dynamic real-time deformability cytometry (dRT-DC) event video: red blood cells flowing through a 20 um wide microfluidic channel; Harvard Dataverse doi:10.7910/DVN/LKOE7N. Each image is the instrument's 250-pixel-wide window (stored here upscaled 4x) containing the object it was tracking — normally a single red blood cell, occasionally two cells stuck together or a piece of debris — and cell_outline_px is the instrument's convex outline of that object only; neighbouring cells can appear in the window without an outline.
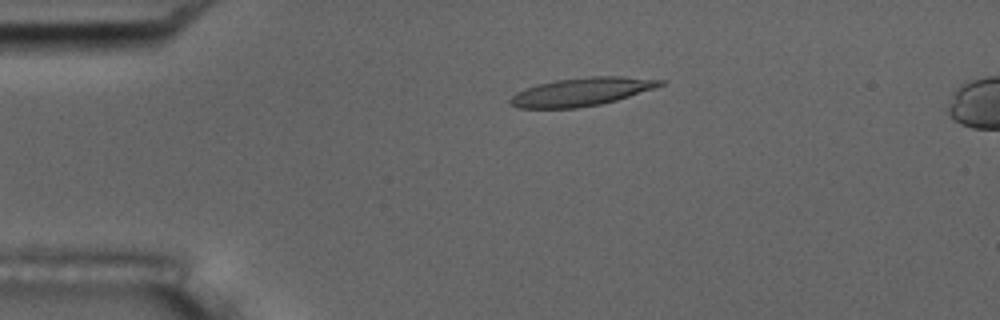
{"species": "common noctule bat (a hibernating species)", "species_latin": "Nyctalus noctula", "temperature_condition": "room temperature", "stored_images_in_passage": 43, "camera_frame_rate_fps": 3000, "um_per_image_px": 0.085, "animal": {"sex": "male", "body_mass_g": 17.5, "forearm_length_mm": 52.3}, "frame": {"image": 1, "passage_image": 1, "time_ms": 0.0, "image_size_px": [1000, 320], "cell_outline_px": [[664, 84], [616, 100], [600, 104], [576, 108], [520, 108], [508, 104], [508, 100], [516, 92], [524, 88], [536, 84], [556, 80], [592, 76], [624, 76], [664, 80]], "centroid_in_image_um": [49.36, 7.8], "position_along_channel_um": 35.6, "area_um2": 24.51}, "authors_computed_cell_mechanics": {"area_um2": 23.2934, "velocity_mm_per_s": 3.7312, "shape_relaxation_time_tau1_ms": 8.0661, "shape_relaxation_time_tau2_ms": 3.2627, "deformation_change_tau1": 0.2324, "deformation_change_tau2": 0.1265}}